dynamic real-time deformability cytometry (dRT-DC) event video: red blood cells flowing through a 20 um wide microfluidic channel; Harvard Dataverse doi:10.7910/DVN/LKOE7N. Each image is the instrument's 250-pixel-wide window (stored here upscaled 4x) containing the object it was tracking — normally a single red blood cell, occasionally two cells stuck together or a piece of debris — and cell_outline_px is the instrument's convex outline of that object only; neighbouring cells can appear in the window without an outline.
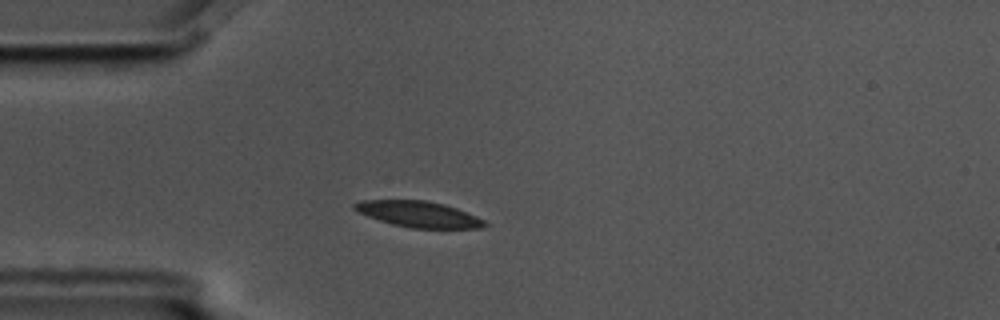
{"species": "common noctule bat (a hibernating species)", "species_latin": "Nyctalus noctula", "temperature_condition": "cold", "stored_images_in_passage": 4, "camera_frame_rate_fps": 3000, "um_per_image_px": 0.085, "animal": {"sex": "male", "body_mass_g": 17.5, "forearm_length_mm": 52.3}, "frame": {"image": 1, "passage_image": 3, "time_ms": 0.667, "image_size_px": [1000, 320], "cell_outline_px": [[488, 224], [484, 228], [412, 228], [392, 224], [368, 216], [352, 208], [352, 204], [360, 200], [424, 200], [444, 204], [456, 208], [476, 216], [484, 220]], "centroid_in_image_um": [35.58, 18.2], "position_along_channel_um": 49.4, "area_um2": 19.59}}